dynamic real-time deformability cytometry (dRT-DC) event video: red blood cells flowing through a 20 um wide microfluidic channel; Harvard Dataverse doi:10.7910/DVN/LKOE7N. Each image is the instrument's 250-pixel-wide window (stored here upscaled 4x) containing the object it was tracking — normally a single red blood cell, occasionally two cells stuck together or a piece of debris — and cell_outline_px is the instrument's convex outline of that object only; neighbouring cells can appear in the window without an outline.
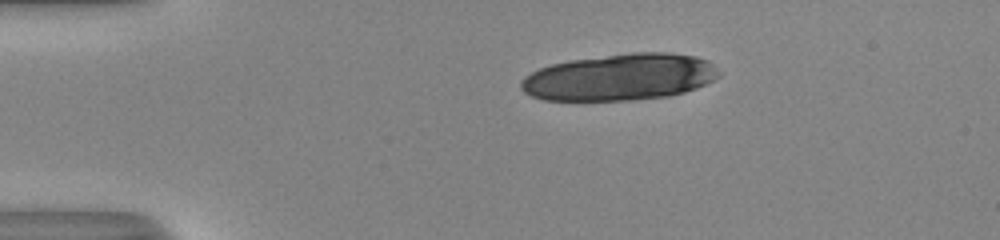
{"species": "human", "species_latin": "Homo sapiens", "temperature_condition": "room temperature", "stored_images_in_passage": 9, "camera_frame_rate_fps": 3000, "um_per_image_px": 0.085, "donor": {"sex": "male"}, "frame": {"image": 1, "passage_image": 1, "time_ms": 0.0, "image_size_px": [1000, 240], "cell_outline_px": [[720, 76], [696, 88], [684, 92], [668, 96], [632, 100], [544, 100], [532, 96], [524, 92], [520, 88], [520, 80], [524, 76], [540, 68], [552, 64], [572, 60], [632, 52], [668, 52], [696, 56], [708, 60], [712, 64]], "centroid_in_image_um": [52.67, 6.56], "position_along_channel_um": 32.3, "area_um2": 53.64}}